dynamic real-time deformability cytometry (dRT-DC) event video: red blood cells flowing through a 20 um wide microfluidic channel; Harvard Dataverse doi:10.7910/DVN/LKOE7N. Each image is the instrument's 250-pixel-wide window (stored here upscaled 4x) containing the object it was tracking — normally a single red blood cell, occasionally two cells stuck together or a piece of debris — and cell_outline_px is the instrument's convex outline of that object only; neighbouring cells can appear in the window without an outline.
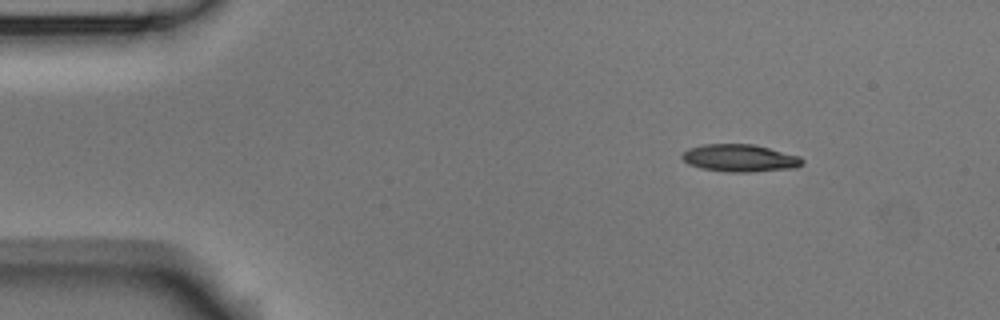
{"species": "Egyptian fruit bat (a non-hibernating species)", "species_latin": "Rousettus aegyptiacus", "temperature_condition": "room temperature", "stored_images_in_passage": 3, "camera_frame_rate_fps": 3000, "um_per_image_px": 0.085, "animal": {"sex": "male"}, "frame": {"image": 1, "passage_image": 1, "time_ms": 0.0, "image_size_px": [1000, 320], "cell_outline_px": [[804, 164], [796, 168], [752, 172], [728, 172], [700, 168], [688, 164], [680, 156], [688, 148], [704, 144], [752, 144], [800, 156], [804, 160]], "centroid_in_image_um": [62.9, 13.44], "position_along_channel_um": 22.1, "area_um2": 19.31}}